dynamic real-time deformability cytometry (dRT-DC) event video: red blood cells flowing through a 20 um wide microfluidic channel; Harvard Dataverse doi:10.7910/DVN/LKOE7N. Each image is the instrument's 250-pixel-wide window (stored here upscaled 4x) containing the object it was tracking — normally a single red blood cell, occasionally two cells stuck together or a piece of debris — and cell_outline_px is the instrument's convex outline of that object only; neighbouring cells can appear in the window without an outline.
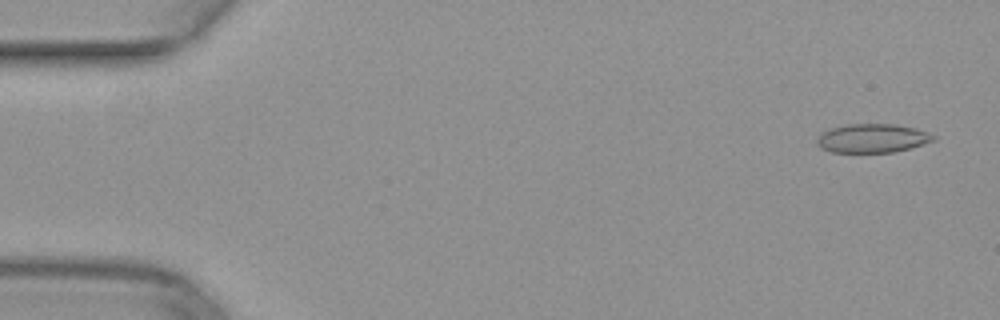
{"species": "common noctule bat (a hibernating species)", "species_latin": "Nyctalus noctula", "temperature_condition": "warm", "stored_images_in_passage": 10, "camera_frame_rate_fps": 3000, "um_per_image_px": 0.085, "animal": {"sex": "female", "body_mass_g": 29.2, "forearm_length_mm": 56.3}, "frame": {"image": 1, "passage_image": 3, "time_ms": 0.667, "image_size_px": [1000, 320], "cell_outline_px": [[936, 140], [912, 148], [892, 152], [832, 152], [820, 148], [816, 144], [816, 140], [820, 132], [844, 124], [896, 124], [916, 128], [936, 136]], "centroid_in_image_um": [74.14, 11.75], "position_along_channel_um": 10.9, "area_um2": 19.77}}